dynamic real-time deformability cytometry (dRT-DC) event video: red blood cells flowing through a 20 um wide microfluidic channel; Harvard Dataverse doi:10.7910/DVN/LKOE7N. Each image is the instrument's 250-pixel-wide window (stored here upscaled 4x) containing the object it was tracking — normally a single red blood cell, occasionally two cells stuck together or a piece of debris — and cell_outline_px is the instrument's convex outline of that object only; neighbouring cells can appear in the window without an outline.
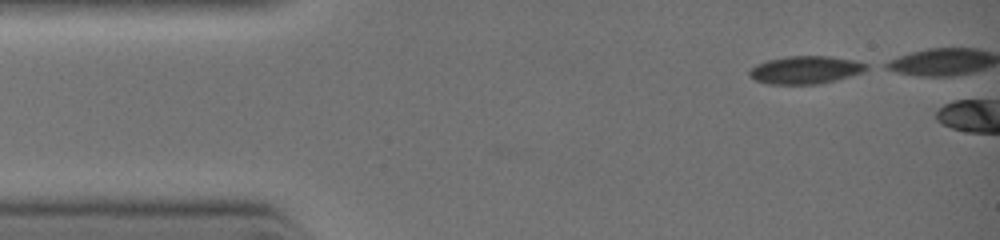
{"species": "common noctule bat (a hibernating species)", "species_latin": "Nyctalus noctula", "temperature_condition": "warm", "stored_images_in_passage": 2, "camera_frame_rate_fps": 3000, "um_per_image_px": 0.085, "animal": {"sex": "female", "body_mass_g": 19.0, "forearm_length_mm": 51.5}, "frame": {"image": 1, "passage_image": 1, "time_ms": 0.0, "image_size_px": [1000, 240], "cell_outline_px": [[872, 68], [864, 72], [836, 80], [816, 84], [768, 84], [756, 80], [748, 76], [748, 72], [756, 64], [768, 60], [788, 56], [828, 56], [852, 60], [868, 64]], "centroid_in_image_um": [68.49, 5.94], "position_along_channel_um": 16.5, "area_um2": 19.02}}